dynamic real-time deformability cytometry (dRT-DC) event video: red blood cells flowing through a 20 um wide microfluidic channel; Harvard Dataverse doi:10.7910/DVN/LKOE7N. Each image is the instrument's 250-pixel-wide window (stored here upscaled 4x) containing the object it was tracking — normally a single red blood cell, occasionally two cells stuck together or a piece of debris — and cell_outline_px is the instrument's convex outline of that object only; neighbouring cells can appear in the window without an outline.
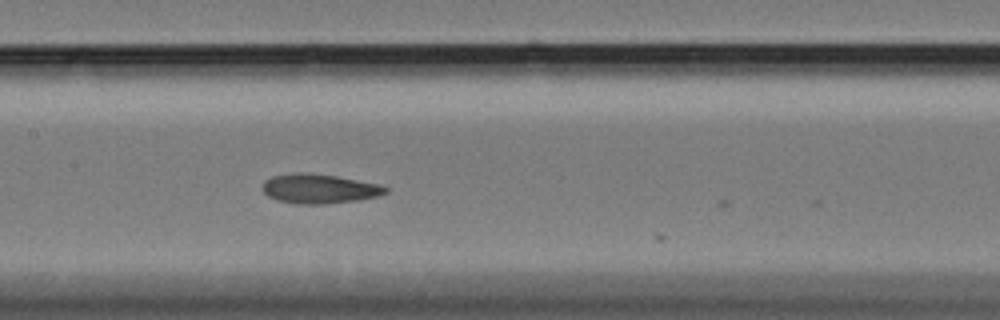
{"species": "Egyptian fruit bat (a non-hibernating species)", "species_latin": "Rousettus aegyptiacus", "temperature_condition": "cold", "stored_images_in_passage": 12, "camera_frame_rate_fps": 3000, "um_per_image_px": 0.085, "animal": {"sex": "female"}, "frame": {"image": 1, "passage_image": 11, "time_ms": 3.333, "image_size_px": [1000, 320], "cell_outline_px": [[388, 192], [376, 196], [360, 200], [324, 204], [296, 204], [276, 200], [268, 196], [264, 192], [264, 180], [272, 176], [336, 176], [380, 184], [388, 188]], "centroid_in_image_um": [27.21, 16.1], "position_along_channel_um": 180.2, "area_um2": 20.11}}